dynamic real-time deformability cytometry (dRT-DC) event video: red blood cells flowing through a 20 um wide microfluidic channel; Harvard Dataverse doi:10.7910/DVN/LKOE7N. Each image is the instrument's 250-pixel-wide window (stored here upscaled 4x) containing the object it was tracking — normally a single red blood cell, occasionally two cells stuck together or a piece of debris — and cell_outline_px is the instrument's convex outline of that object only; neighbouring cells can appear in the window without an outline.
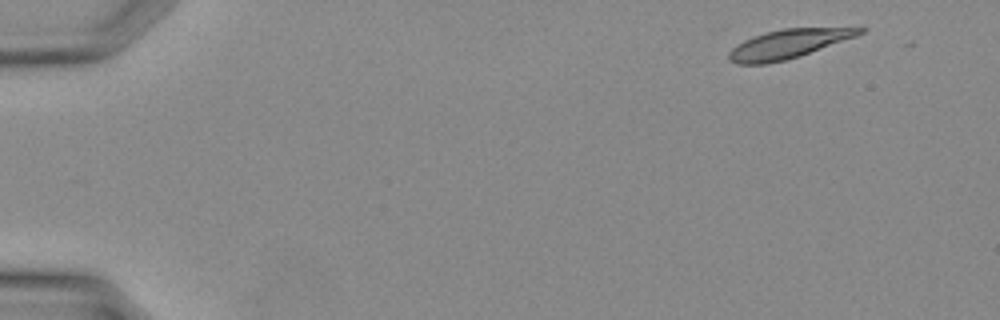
{"species": "Egyptian fruit bat (a non-hibernating species)", "species_latin": "Rousettus aegyptiacus", "temperature_condition": "warm", "stored_images_in_passage": 7, "camera_frame_rate_fps": 3000, "um_per_image_px": 0.085, "animal": {"sex": "female"}, "frame": {"image": 1, "passage_image": 1, "time_ms": 0.0, "image_size_px": [1000, 320], "cell_outline_px": [[864, 32], [856, 36], [800, 56], [784, 60], [764, 64], [736, 64], [728, 60], [728, 52], [732, 48], [744, 40], [752, 36], [784, 28], [864, 28]], "centroid_in_image_um": [66.94, 3.75], "position_along_channel_um": 18.1, "area_um2": 21.73}}